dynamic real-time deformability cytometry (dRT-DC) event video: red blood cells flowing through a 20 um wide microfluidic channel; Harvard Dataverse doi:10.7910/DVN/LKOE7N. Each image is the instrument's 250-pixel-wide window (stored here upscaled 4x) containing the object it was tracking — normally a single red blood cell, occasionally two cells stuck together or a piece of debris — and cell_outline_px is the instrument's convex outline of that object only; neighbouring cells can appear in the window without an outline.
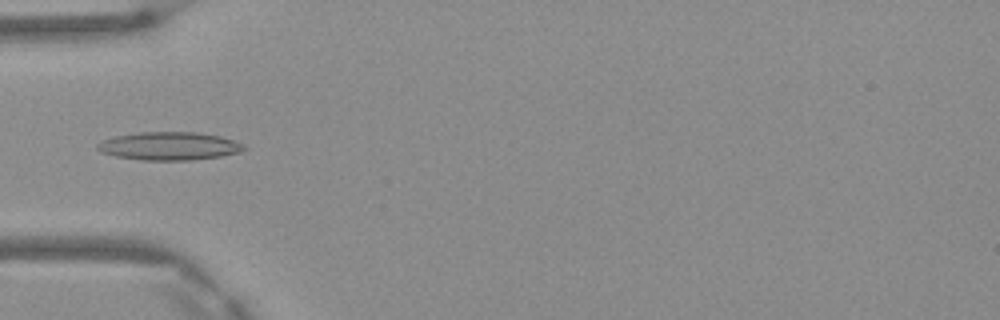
{"species": "Egyptian fruit bat (a non-hibernating species)", "species_latin": "Rousettus aegyptiacus", "temperature_condition": "warm", "stored_images_in_passage": 4, "camera_frame_rate_fps": 3000, "um_per_image_px": 0.085, "frame": {"image": 1, "passage_image": 4, "time_ms": 1.0, "image_size_px": [1000, 320], "cell_outline_px": [[248, 148], [240, 152], [220, 156], [188, 160], [140, 160], [116, 156], [100, 152], [96, 148], [96, 144], [112, 136], [140, 132], [196, 132], [220, 136], [232, 140]], "centroid_in_image_um": [14.33, 12.41], "position_along_channel_um": 70.7, "area_um2": 23.93}}